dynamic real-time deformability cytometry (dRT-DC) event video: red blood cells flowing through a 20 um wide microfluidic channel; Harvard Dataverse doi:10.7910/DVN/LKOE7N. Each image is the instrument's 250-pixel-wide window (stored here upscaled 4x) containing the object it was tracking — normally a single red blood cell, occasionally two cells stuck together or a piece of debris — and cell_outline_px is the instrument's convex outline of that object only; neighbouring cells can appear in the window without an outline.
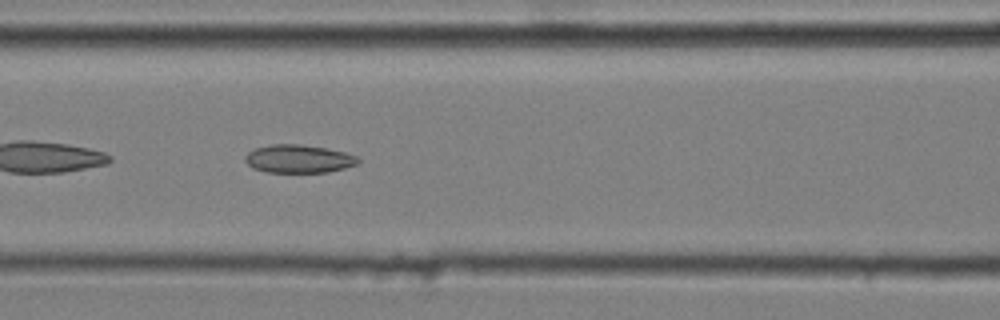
{"species": "common noctule bat (a hibernating species)", "species_latin": "Nyctalus noctula", "temperature_condition": "cold", "stored_images_in_passage": 32, "camera_frame_rate_fps": 3000, "um_per_image_px": 0.085, "animal": {"sex": "male", "body_mass_g": 20.4}, "frame": {"image": 1, "passage_image": 10, "time_ms": 3.0, "image_size_px": [1000, 320], "cell_outline_px": [[360, 160], [356, 164], [344, 168], [328, 172], [268, 172], [252, 168], [244, 160], [244, 156], [248, 152], [256, 148], [272, 144], [300, 144], [324, 148], [344, 152], [356, 156]], "centroid_in_image_um": [25.35, 13.5], "position_along_channel_um": 141.3, "area_um2": 18.38}}
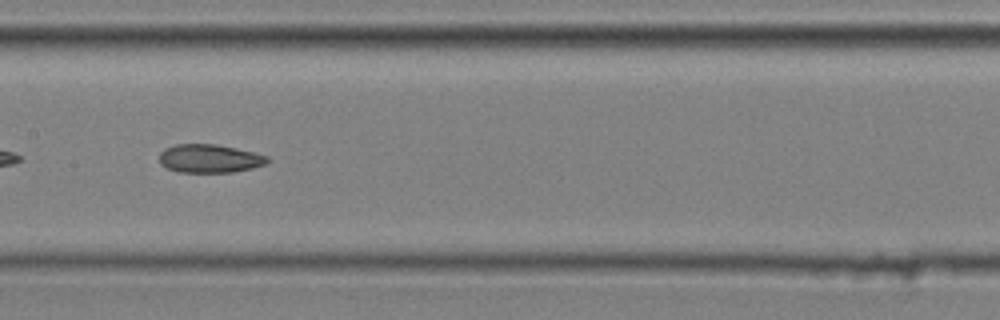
{"frame": {"image": 2, "passage_image": 14, "time_ms": 4.333, "image_size_px": [1000, 320], "cell_outline_px": [[268, 160], [264, 164], [252, 168], [232, 172], [176, 172], [160, 164], [160, 152], [164, 148], [176, 144], [216, 144], [256, 152], [268, 156]], "centroid_in_image_um": [17.8, 13.47], "position_along_channel_um": 189.6, "area_um2": 17.92}}